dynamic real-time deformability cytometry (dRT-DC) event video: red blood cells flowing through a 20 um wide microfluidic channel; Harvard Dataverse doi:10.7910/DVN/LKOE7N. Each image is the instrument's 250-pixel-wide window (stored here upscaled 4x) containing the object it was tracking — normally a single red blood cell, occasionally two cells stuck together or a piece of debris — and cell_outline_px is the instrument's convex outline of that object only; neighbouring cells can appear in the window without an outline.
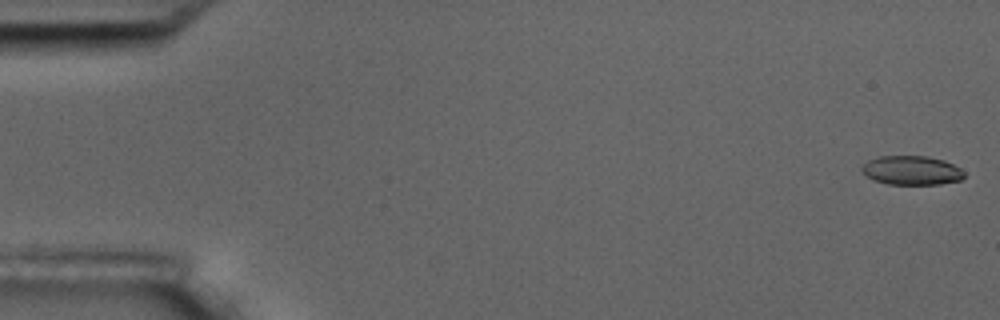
{"species": "common noctule bat (a hibernating species)", "species_latin": "Nyctalus noctula", "temperature_condition": "room temperature", "stored_images_in_passage": 56, "camera_frame_rate_fps": 3000, "um_per_image_px": 0.085, "animal": {"sex": "male", "body_mass_g": 17.5, "forearm_length_mm": 52.3}, "frame": {"image": 1, "passage_image": 1, "time_ms": 0.0, "image_size_px": [1000, 320], "cell_outline_px": [[964, 176], [960, 180], [940, 184], [888, 184], [872, 180], [860, 168], [868, 160], [880, 156], [928, 156], [944, 160], [960, 168], [964, 172]], "centroid_in_image_um": [77.49, 14.48], "position_along_channel_um": 7.5, "area_um2": 17.28}}
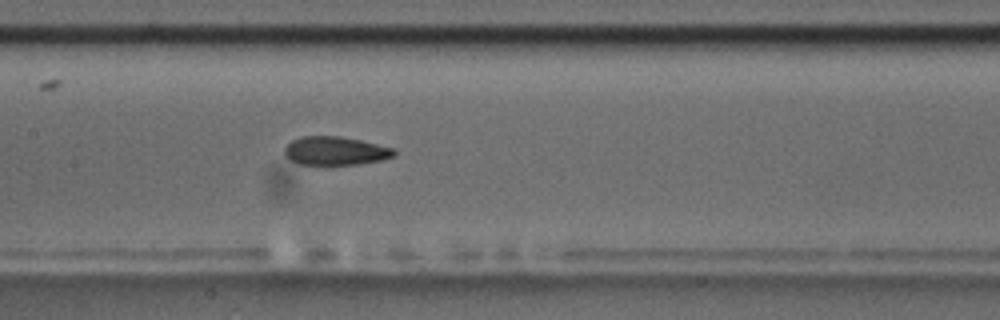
{"frame": {"image": 2, "passage_image": 27, "time_ms": 8.667, "image_size_px": [1000, 320], "cell_outline_px": [[396, 156], [380, 160], [360, 164], [300, 164], [284, 156], [284, 148], [292, 140], [300, 136], [340, 136], [360, 140], [396, 148]], "centroid_in_image_um": [28.53, 12.81], "position_along_channel_um": 178.9, "area_um2": 18.26}}
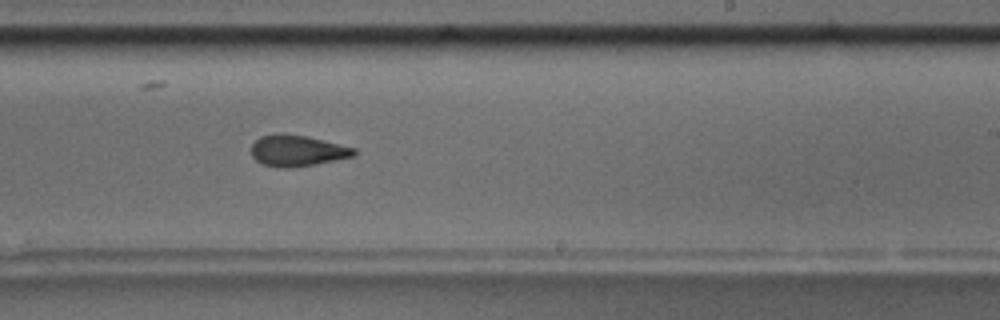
{"frame": {"image": 3, "passage_image": 34, "time_ms": 11.0, "image_size_px": [1000, 320], "cell_outline_px": [[356, 156], [316, 164], [292, 168], [280, 168], [264, 164], [256, 160], [252, 156], [252, 144], [260, 136], [276, 132], [284, 132], [308, 136], [356, 148]], "centroid_in_image_um": [25.28, 12.79], "position_along_channel_um": 263.7, "area_um2": 19.02}, "authors_computed_cell_mechanics": {"area_um2": 18.8428, "velocity_mm_per_s": 3.6482, "shape_relaxation_time_tau1_ms": 8.865, "shape_relaxation_time_tau2_ms": 2.3992, "deformation_change_tau1": 0.1686, "deformation_change_tau2": 0.0929}}